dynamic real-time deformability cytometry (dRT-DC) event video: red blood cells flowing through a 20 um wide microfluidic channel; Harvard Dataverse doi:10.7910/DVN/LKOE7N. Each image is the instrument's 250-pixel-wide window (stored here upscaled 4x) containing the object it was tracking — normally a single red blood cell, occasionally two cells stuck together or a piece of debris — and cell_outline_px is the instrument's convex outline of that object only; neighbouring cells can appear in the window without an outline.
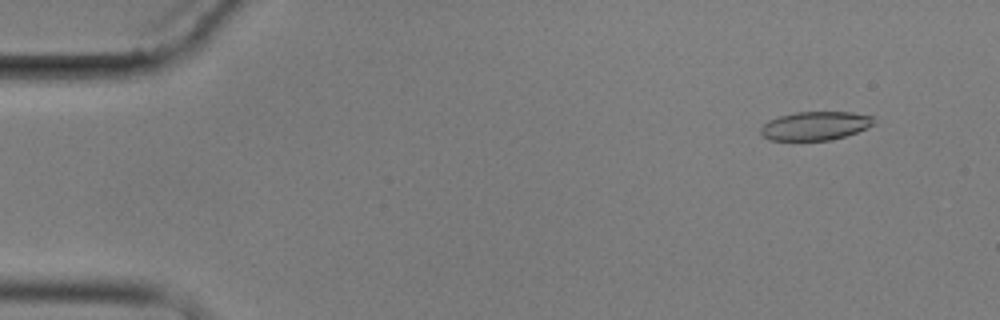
{"species": "common noctule bat (a hibernating species)", "species_latin": "Nyctalus noctula", "temperature_condition": "cold", "stored_images_in_passage": 3, "camera_frame_rate_fps": 3000, "um_per_image_px": 0.085, "animal": {"sex": "male", "body_mass_g": 17.9}, "frame": {"image": 1, "passage_image": 3, "time_ms": 2.333, "image_size_px": [1000, 320], "cell_outline_px": [[872, 124], [856, 132], [832, 140], [768, 140], [760, 136], [760, 128], [768, 120], [780, 116], [796, 112], [852, 112], [872, 116]], "centroid_in_image_um": [69.21, 10.7], "position_along_channel_um": 15.8, "area_um2": 18.73}}